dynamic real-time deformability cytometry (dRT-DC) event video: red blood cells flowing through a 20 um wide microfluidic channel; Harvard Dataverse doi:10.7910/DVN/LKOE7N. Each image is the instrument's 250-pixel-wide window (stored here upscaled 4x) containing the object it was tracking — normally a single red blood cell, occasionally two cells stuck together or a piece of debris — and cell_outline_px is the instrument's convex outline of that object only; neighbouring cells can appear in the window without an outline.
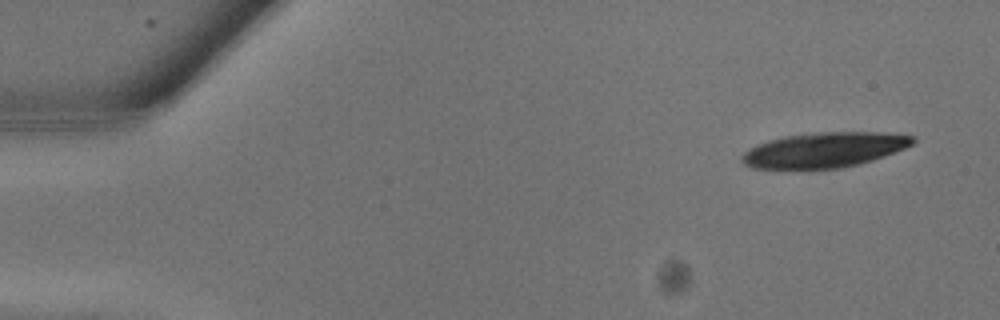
{"species": "common noctule bat (a hibernating species)", "species_latin": "Nyctalus noctula", "temperature_condition": "warm", "stored_images_in_passage": 10, "camera_frame_rate_fps": 3000, "um_per_image_px": 0.085, "animal": {"sex": "male", "body_mass_g": 13.3}, "frame": {"image": 1, "passage_image": 2, "time_ms": 0.333, "image_size_px": [1000, 320], "cell_outline_px": [[916, 140], [912, 144], [904, 148], [884, 156], [872, 160], [840, 168], [752, 168], [744, 164], [740, 160], [740, 156], [744, 152], [756, 144], [768, 140], [784, 136], [820, 132], [876, 132], [916, 136]], "centroid_in_image_um": [70.04, 12.73], "position_along_channel_um": 15.0, "area_um2": 34.68}}